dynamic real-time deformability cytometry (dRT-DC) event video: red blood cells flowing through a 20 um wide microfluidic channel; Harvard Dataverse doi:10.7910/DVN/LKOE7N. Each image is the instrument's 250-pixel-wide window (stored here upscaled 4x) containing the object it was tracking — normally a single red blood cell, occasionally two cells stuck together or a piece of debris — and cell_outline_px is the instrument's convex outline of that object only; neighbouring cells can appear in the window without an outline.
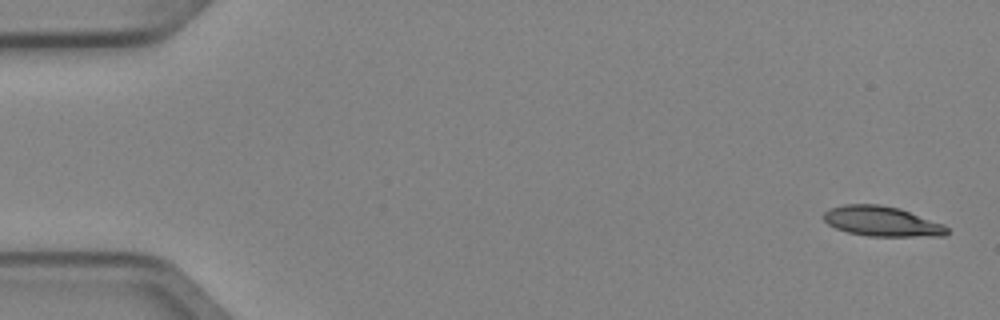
{"species": "Egyptian fruit bat (a non-hibernating species)", "species_latin": "Rousettus aegyptiacus", "temperature_condition": "cold", "stored_images_in_passage": 5, "camera_frame_rate_fps": 3000, "um_per_image_px": 0.085, "animal": {"sex": "female"}, "frame": {"image": 1, "passage_image": 5, "time_ms": 1.333, "image_size_px": [1000, 320], "cell_outline_px": [[948, 232], [944, 236], [868, 236], [848, 232], [836, 228], [828, 224], [824, 220], [824, 212], [828, 208], [844, 204], [880, 204], [900, 208], [944, 224], [948, 228]], "centroid_in_image_um": [74.96, 18.8], "position_along_channel_um": 10.0, "area_um2": 21.68}}